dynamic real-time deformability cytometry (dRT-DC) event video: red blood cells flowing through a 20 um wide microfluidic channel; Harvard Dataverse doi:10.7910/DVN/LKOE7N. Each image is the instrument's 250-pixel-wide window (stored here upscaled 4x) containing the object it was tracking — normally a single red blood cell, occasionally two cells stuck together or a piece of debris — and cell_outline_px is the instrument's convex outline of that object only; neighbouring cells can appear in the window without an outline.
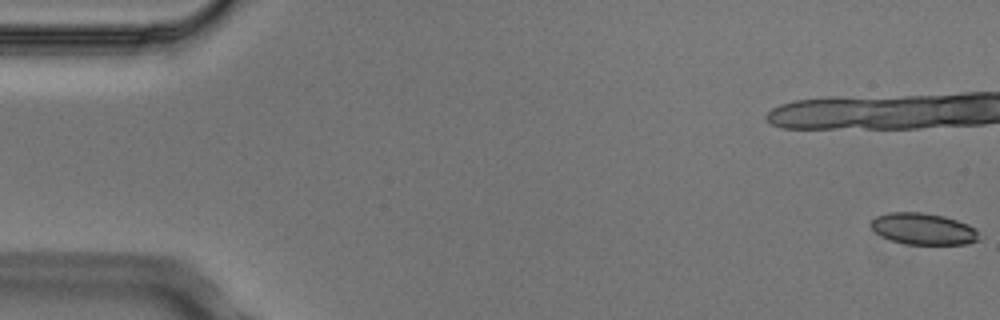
{"species": "Egyptian fruit bat (a non-hibernating species)", "species_latin": "Rousettus aegyptiacus", "temperature_condition": "cold", "stored_images_in_passage": 7, "camera_frame_rate_fps": 3000, "um_per_image_px": 0.085, "animal": {"sex": "male"}, "frame": {"image": 1, "passage_image": 1, "time_ms": 0.0, "image_size_px": [1000, 320], "cell_outline_px": [[980, 240], [968, 244], [904, 244], [880, 236], [868, 224], [876, 216], [888, 212], [924, 212], [944, 216], [968, 224], [976, 228]], "centroid_in_image_um": [78.48, 19.45], "position_along_channel_um": 6.5, "area_um2": 20.06}}